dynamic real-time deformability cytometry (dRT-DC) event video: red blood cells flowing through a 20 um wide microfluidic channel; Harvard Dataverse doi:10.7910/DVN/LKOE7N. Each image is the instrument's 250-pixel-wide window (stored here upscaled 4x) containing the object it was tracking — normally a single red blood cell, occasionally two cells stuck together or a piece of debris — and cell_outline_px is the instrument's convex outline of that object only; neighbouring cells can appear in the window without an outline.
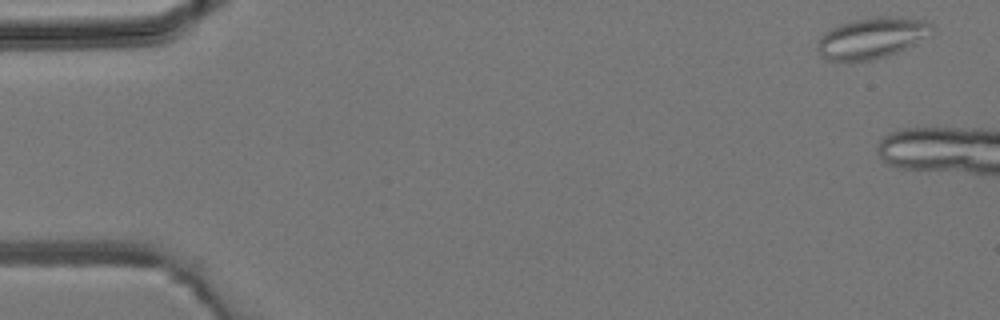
{"species": "common noctule bat (a hibernating species)", "species_latin": "Nyctalus noctula", "temperature_condition": "room temperature", "stored_images_in_passage": 3, "camera_frame_rate_fps": 3000, "um_per_image_px": 0.085, "animal": {"sex": "male", "body_mass_g": 19.2, "forearm_length_mm": 51.8}, "frame": {"image": 1, "passage_image": 1, "time_ms": 0.0, "image_size_px": [1000, 320], "cell_outline_px": [[936, 28], [932, 32], [912, 44], [888, 56], [872, 60], [824, 60], [820, 56], [816, 48], [816, 40], [824, 32], [840, 24], [852, 20], [876, 16], [900, 16], [924, 20], [932, 24]], "centroid_in_image_um": [74.06, 3.21], "position_along_channel_um": 10.9, "area_um2": 27.46}}